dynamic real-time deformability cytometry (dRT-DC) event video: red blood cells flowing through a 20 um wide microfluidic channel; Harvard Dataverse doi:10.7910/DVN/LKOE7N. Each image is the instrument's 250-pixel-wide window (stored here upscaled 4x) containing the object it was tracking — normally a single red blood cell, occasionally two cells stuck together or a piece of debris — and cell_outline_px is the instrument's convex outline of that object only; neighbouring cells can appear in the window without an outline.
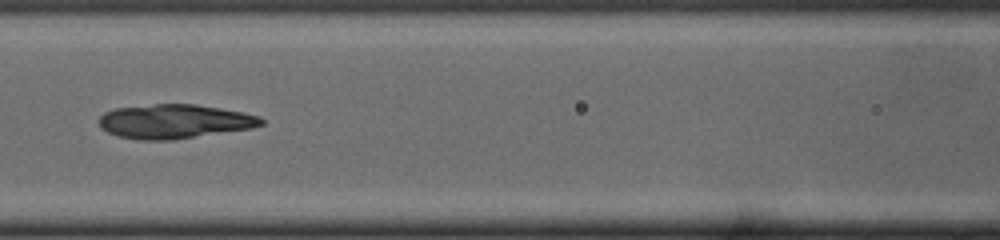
{"species": "common noctule bat (a hibernating species)", "species_latin": "Nyctalus noctula", "temperature_condition": "cold", "stored_images_in_passage": 43, "camera_frame_rate_fps": 3000, "um_per_image_px": 0.085, "animal": {"sex": "male", "body_mass_g": 19.0, "forearm_length_mm": 50.8}, "frame": {"image": 1, "passage_image": 20, "time_ms": 6.333, "image_size_px": [1000, 240], "cell_outline_px": [[264, 124], [252, 128], [172, 140], [140, 140], [116, 136], [100, 128], [100, 116], [104, 112], [116, 108], [156, 104], [196, 104], [220, 108], [260, 116], [264, 120]], "centroid_in_image_um": [14.82, 10.32], "position_along_channel_um": 151.8, "area_um2": 32.25}}
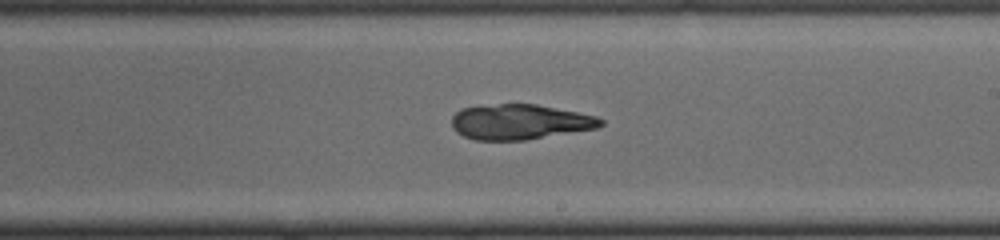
{"frame": {"image": 2, "passage_image": 27, "time_ms": 8.667, "image_size_px": [1000, 240], "cell_outline_px": [[604, 124], [596, 128], [524, 140], [476, 140], [464, 136], [456, 132], [452, 128], [452, 116], [460, 108], [500, 104], [536, 104], [596, 116], [604, 120]], "centroid_in_image_um": [44.16, 10.36], "position_along_channel_um": 244.8, "area_um2": 30.35}}
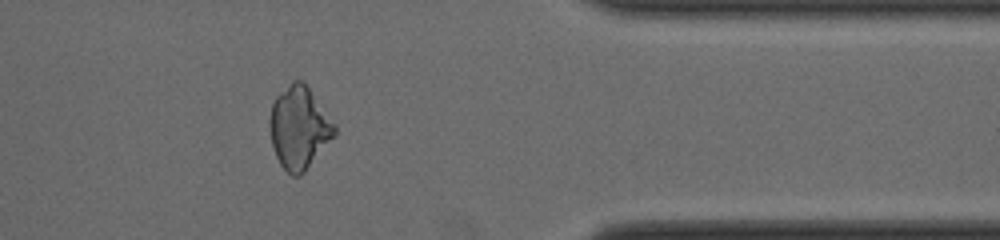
{"frame": {"image": 3, "passage_image": 39, "time_ms": 12.667, "image_size_px": [1000, 240], "cell_outline_px": [[336, 136], [304, 172], [300, 176], [292, 176], [280, 164], [276, 156], [272, 144], [268, 128], [268, 120], [272, 104], [276, 96], [292, 80], [304, 80], [336, 124]], "centroid_in_image_um": [25.43, 10.83], "position_along_channel_um": 386.0, "area_um2": 31.62}}